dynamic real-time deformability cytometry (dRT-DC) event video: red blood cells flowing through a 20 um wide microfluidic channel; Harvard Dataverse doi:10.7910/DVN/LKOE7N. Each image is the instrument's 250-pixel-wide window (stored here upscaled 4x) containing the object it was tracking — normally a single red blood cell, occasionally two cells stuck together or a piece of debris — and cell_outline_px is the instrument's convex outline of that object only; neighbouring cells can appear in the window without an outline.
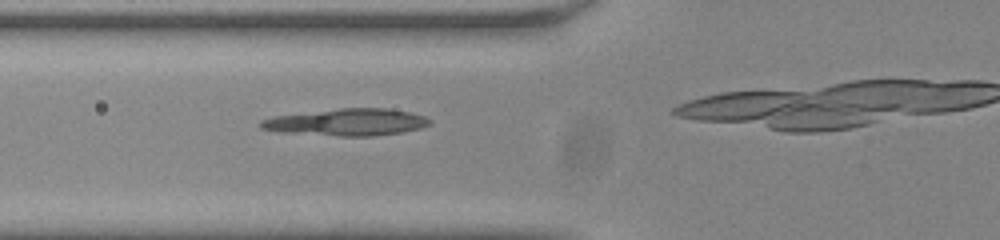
{"species": "common noctule bat (a hibernating species)", "species_latin": "Nyctalus noctula", "temperature_condition": "room temperature", "stored_images_in_passage": 16, "camera_frame_rate_fps": 3000, "um_per_image_px": 0.085, "animal": {"sex": "male", "body_mass_g": 20.0, "forearm_length_mm": 53.3}, "frame": {"image": 1, "passage_image": 12, "time_ms": 3.667, "image_size_px": [1000, 240], "cell_outline_px": [[432, 124], [420, 128], [400, 132], [368, 136], [340, 136], [280, 132], [260, 128], [260, 120], [276, 116], [340, 108], [384, 108], [412, 112], [424, 116], [432, 120]], "centroid_in_image_um": [29.52, 10.38], "position_along_channel_um": 96.3, "area_um2": 26.36}}